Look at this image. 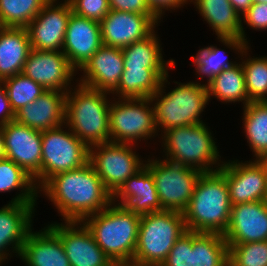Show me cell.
Here are the masks:
<instances>
[{
  "mask_svg": "<svg viewBox=\"0 0 267 266\" xmlns=\"http://www.w3.org/2000/svg\"><path fill=\"white\" fill-rule=\"evenodd\" d=\"M38 191L54 204L63 221L81 222L113 202L112 194L90 162L52 176Z\"/></svg>",
  "mask_w": 267,
  "mask_h": 266,
  "instance_id": "obj_1",
  "label": "cell"
},
{
  "mask_svg": "<svg viewBox=\"0 0 267 266\" xmlns=\"http://www.w3.org/2000/svg\"><path fill=\"white\" fill-rule=\"evenodd\" d=\"M141 215L113 202L81 222L97 245L116 266L131 265L135 253Z\"/></svg>",
  "mask_w": 267,
  "mask_h": 266,
  "instance_id": "obj_2",
  "label": "cell"
},
{
  "mask_svg": "<svg viewBox=\"0 0 267 266\" xmlns=\"http://www.w3.org/2000/svg\"><path fill=\"white\" fill-rule=\"evenodd\" d=\"M73 88L66 92L67 127L88 148L110 142V93L81 83Z\"/></svg>",
  "mask_w": 267,
  "mask_h": 266,
  "instance_id": "obj_3",
  "label": "cell"
},
{
  "mask_svg": "<svg viewBox=\"0 0 267 266\" xmlns=\"http://www.w3.org/2000/svg\"><path fill=\"white\" fill-rule=\"evenodd\" d=\"M231 208L225 177L219 171L202 173L183 211L187 231L224 234Z\"/></svg>",
  "mask_w": 267,
  "mask_h": 266,
  "instance_id": "obj_4",
  "label": "cell"
},
{
  "mask_svg": "<svg viewBox=\"0 0 267 266\" xmlns=\"http://www.w3.org/2000/svg\"><path fill=\"white\" fill-rule=\"evenodd\" d=\"M209 130L205 123H201L170 128L161 133L165 160L202 173L218 171L224 162L220 159L218 146Z\"/></svg>",
  "mask_w": 267,
  "mask_h": 266,
  "instance_id": "obj_5",
  "label": "cell"
},
{
  "mask_svg": "<svg viewBox=\"0 0 267 266\" xmlns=\"http://www.w3.org/2000/svg\"><path fill=\"white\" fill-rule=\"evenodd\" d=\"M168 77L162 79L160 88L150 97L157 130L165 132L170 128L204 123L201 113L209 102L206 85L174 82L178 86L166 94Z\"/></svg>",
  "mask_w": 267,
  "mask_h": 266,
  "instance_id": "obj_6",
  "label": "cell"
},
{
  "mask_svg": "<svg viewBox=\"0 0 267 266\" xmlns=\"http://www.w3.org/2000/svg\"><path fill=\"white\" fill-rule=\"evenodd\" d=\"M187 232L183 212L163 210L141 215L132 266H161L175 242Z\"/></svg>",
  "mask_w": 267,
  "mask_h": 266,
  "instance_id": "obj_7",
  "label": "cell"
},
{
  "mask_svg": "<svg viewBox=\"0 0 267 266\" xmlns=\"http://www.w3.org/2000/svg\"><path fill=\"white\" fill-rule=\"evenodd\" d=\"M111 101V142L134 145L138 140H148L159 135L150 98H114Z\"/></svg>",
  "mask_w": 267,
  "mask_h": 266,
  "instance_id": "obj_8",
  "label": "cell"
},
{
  "mask_svg": "<svg viewBox=\"0 0 267 266\" xmlns=\"http://www.w3.org/2000/svg\"><path fill=\"white\" fill-rule=\"evenodd\" d=\"M67 128L63 124L42 131L41 186L52 176L89 162V148Z\"/></svg>",
  "mask_w": 267,
  "mask_h": 266,
  "instance_id": "obj_9",
  "label": "cell"
},
{
  "mask_svg": "<svg viewBox=\"0 0 267 266\" xmlns=\"http://www.w3.org/2000/svg\"><path fill=\"white\" fill-rule=\"evenodd\" d=\"M147 159L156 191L164 210L183 212L192 198L196 183L202 172L168 160Z\"/></svg>",
  "mask_w": 267,
  "mask_h": 266,
  "instance_id": "obj_10",
  "label": "cell"
},
{
  "mask_svg": "<svg viewBox=\"0 0 267 266\" xmlns=\"http://www.w3.org/2000/svg\"><path fill=\"white\" fill-rule=\"evenodd\" d=\"M133 147L110 141L89 148V162L112 196L145 165Z\"/></svg>",
  "mask_w": 267,
  "mask_h": 266,
  "instance_id": "obj_11",
  "label": "cell"
},
{
  "mask_svg": "<svg viewBox=\"0 0 267 266\" xmlns=\"http://www.w3.org/2000/svg\"><path fill=\"white\" fill-rule=\"evenodd\" d=\"M5 158L23 168L41 187L42 131L11 121L2 126Z\"/></svg>",
  "mask_w": 267,
  "mask_h": 266,
  "instance_id": "obj_12",
  "label": "cell"
},
{
  "mask_svg": "<svg viewBox=\"0 0 267 266\" xmlns=\"http://www.w3.org/2000/svg\"><path fill=\"white\" fill-rule=\"evenodd\" d=\"M245 162L225 161L218 170L227 181L231 205L266 201V168L257 159Z\"/></svg>",
  "mask_w": 267,
  "mask_h": 266,
  "instance_id": "obj_13",
  "label": "cell"
},
{
  "mask_svg": "<svg viewBox=\"0 0 267 266\" xmlns=\"http://www.w3.org/2000/svg\"><path fill=\"white\" fill-rule=\"evenodd\" d=\"M71 13L68 0H49L26 27L31 48L61 51Z\"/></svg>",
  "mask_w": 267,
  "mask_h": 266,
  "instance_id": "obj_14",
  "label": "cell"
},
{
  "mask_svg": "<svg viewBox=\"0 0 267 266\" xmlns=\"http://www.w3.org/2000/svg\"><path fill=\"white\" fill-rule=\"evenodd\" d=\"M77 71L61 51L32 48L23 65L22 74L42 85L46 90L67 92Z\"/></svg>",
  "mask_w": 267,
  "mask_h": 266,
  "instance_id": "obj_15",
  "label": "cell"
},
{
  "mask_svg": "<svg viewBox=\"0 0 267 266\" xmlns=\"http://www.w3.org/2000/svg\"><path fill=\"white\" fill-rule=\"evenodd\" d=\"M47 226L61 239L71 266H116L82 222H54Z\"/></svg>",
  "mask_w": 267,
  "mask_h": 266,
  "instance_id": "obj_16",
  "label": "cell"
},
{
  "mask_svg": "<svg viewBox=\"0 0 267 266\" xmlns=\"http://www.w3.org/2000/svg\"><path fill=\"white\" fill-rule=\"evenodd\" d=\"M194 3L198 12L212 27L217 39L236 54H241L249 44L241 16L229 0H189Z\"/></svg>",
  "mask_w": 267,
  "mask_h": 266,
  "instance_id": "obj_17",
  "label": "cell"
},
{
  "mask_svg": "<svg viewBox=\"0 0 267 266\" xmlns=\"http://www.w3.org/2000/svg\"><path fill=\"white\" fill-rule=\"evenodd\" d=\"M156 26L149 15L110 10L100 22L102 44L122 49L150 36Z\"/></svg>",
  "mask_w": 267,
  "mask_h": 266,
  "instance_id": "obj_18",
  "label": "cell"
},
{
  "mask_svg": "<svg viewBox=\"0 0 267 266\" xmlns=\"http://www.w3.org/2000/svg\"><path fill=\"white\" fill-rule=\"evenodd\" d=\"M223 237L228 245L267 241V201L232 205Z\"/></svg>",
  "mask_w": 267,
  "mask_h": 266,
  "instance_id": "obj_19",
  "label": "cell"
},
{
  "mask_svg": "<svg viewBox=\"0 0 267 266\" xmlns=\"http://www.w3.org/2000/svg\"><path fill=\"white\" fill-rule=\"evenodd\" d=\"M102 45L100 22L72 12L62 47L71 66L80 70Z\"/></svg>",
  "mask_w": 267,
  "mask_h": 266,
  "instance_id": "obj_20",
  "label": "cell"
},
{
  "mask_svg": "<svg viewBox=\"0 0 267 266\" xmlns=\"http://www.w3.org/2000/svg\"><path fill=\"white\" fill-rule=\"evenodd\" d=\"M36 204L9 202L0 209V266L12 252L20 256L28 233L33 230L32 218Z\"/></svg>",
  "mask_w": 267,
  "mask_h": 266,
  "instance_id": "obj_21",
  "label": "cell"
},
{
  "mask_svg": "<svg viewBox=\"0 0 267 266\" xmlns=\"http://www.w3.org/2000/svg\"><path fill=\"white\" fill-rule=\"evenodd\" d=\"M80 81L85 86L112 93L124 71V57L120 48L102 45L79 70Z\"/></svg>",
  "mask_w": 267,
  "mask_h": 266,
  "instance_id": "obj_22",
  "label": "cell"
},
{
  "mask_svg": "<svg viewBox=\"0 0 267 266\" xmlns=\"http://www.w3.org/2000/svg\"><path fill=\"white\" fill-rule=\"evenodd\" d=\"M113 203L124 206L130 212L139 215L164 210L156 191L153 176L146 165L125 181L113 195Z\"/></svg>",
  "mask_w": 267,
  "mask_h": 266,
  "instance_id": "obj_23",
  "label": "cell"
},
{
  "mask_svg": "<svg viewBox=\"0 0 267 266\" xmlns=\"http://www.w3.org/2000/svg\"><path fill=\"white\" fill-rule=\"evenodd\" d=\"M66 92L46 90L35 101L14 113V120L45 131L65 124Z\"/></svg>",
  "mask_w": 267,
  "mask_h": 266,
  "instance_id": "obj_24",
  "label": "cell"
},
{
  "mask_svg": "<svg viewBox=\"0 0 267 266\" xmlns=\"http://www.w3.org/2000/svg\"><path fill=\"white\" fill-rule=\"evenodd\" d=\"M19 257L27 266H71L61 239L48 226L28 233Z\"/></svg>",
  "mask_w": 267,
  "mask_h": 266,
  "instance_id": "obj_25",
  "label": "cell"
},
{
  "mask_svg": "<svg viewBox=\"0 0 267 266\" xmlns=\"http://www.w3.org/2000/svg\"><path fill=\"white\" fill-rule=\"evenodd\" d=\"M31 49L26 28L0 26V82L22 72Z\"/></svg>",
  "mask_w": 267,
  "mask_h": 266,
  "instance_id": "obj_26",
  "label": "cell"
},
{
  "mask_svg": "<svg viewBox=\"0 0 267 266\" xmlns=\"http://www.w3.org/2000/svg\"><path fill=\"white\" fill-rule=\"evenodd\" d=\"M168 68L124 67L117 88L111 93L119 98H150L158 91Z\"/></svg>",
  "mask_w": 267,
  "mask_h": 266,
  "instance_id": "obj_27",
  "label": "cell"
},
{
  "mask_svg": "<svg viewBox=\"0 0 267 266\" xmlns=\"http://www.w3.org/2000/svg\"><path fill=\"white\" fill-rule=\"evenodd\" d=\"M239 63V64H238ZM222 70L206 85L209 101L212 96L222 103L242 102L247 106L250 101L246 90L244 71L241 62Z\"/></svg>",
  "mask_w": 267,
  "mask_h": 266,
  "instance_id": "obj_28",
  "label": "cell"
},
{
  "mask_svg": "<svg viewBox=\"0 0 267 266\" xmlns=\"http://www.w3.org/2000/svg\"><path fill=\"white\" fill-rule=\"evenodd\" d=\"M153 32L147 38L134 42L125 48H122L124 57V67L136 68H173L174 59L166 61L162 56L160 39Z\"/></svg>",
  "mask_w": 267,
  "mask_h": 266,
  "instance_id": "obj_29",
  "label": "cell"
},
{
  "mask_svg": "<svg viewBox=\"0 0 267 266\" xmlns=\"http://www.w3.org/2000/svg\"><path fill=\"white\" fill-rule=\"evenodd\" d=\"M229 248L223 234L192 231V266H225Z\"/></svg>",
  "mask_w": 267,
  "mask_h": 266,
  "instance_id": "obj_30",
  "label": "cell"
},
{
  "mask_svg": "<svg viewBox=\"0 0 267 266\" xmlns=\"http://www.w3.org/2000/svg\"><path fill=\"white\" fill-rule=\"evenodd\" d=\"M20 189L10 203H36L38 188L32 176L12 160L0 159V193Z\"/></svg>",
  "mask_w": 267,
  "mask_h": 266,
  "instance_id": "obj_31",
  "label": "cell"
},
{
  "mask_svg": "<svg viewBox=\"0 0 267 266\" xmlns=\"http://www.w3.org/2000/svg\"><path fill=\"white\" fill-rule=\"evenodd\" d=\"M243 110V130L254 159H258L267 151V101L250 102Z\"/></svg>",
  "mask_w": 267,
  "mask_h": 266,
  "instance_id": "obj_32",
  "label": "cell"
},
{
  "mask_svg": "<svg viewBox=\"0 0 267 266\" xmlns=\"http://www.w3.org/2000/svg\"><path fill=\"white\" fill-rule=\"evenodd\" d=\"M250 46L240 54L248 99L250 102L267 101V56L247 57ZM245 55V57L243 56Z\"/></svg>",
  "mask_w": 267,
  "mask_h": 266,
  "instance_id": "obj_33",
  "label": "cell"
},
{
  "mask_svg": "<svg viewBox=\"0 0 267 266\" xmlns=\"http://www.w3.org/2000/svg\"><path fill=\"white\" fill-rule=\"evenodd\" d=\"M49 0H0V26L26 28Z\"/></svg>",
  "mask_w": 267,
  "mask_h": 266,
  "instance_id": "obj_34",
  "label": "cell"
},
{
  "mask_svg": "<svg viewBox=\"0 0 267 266\" xmlns=\"http://www.w3.org/2000/svg\"><path fill=\"white\" fill-rule=\"evenodd\" d=\"M6 90L12 111L35 101L46 89L22 73L6 78L0 82Z\"/></svg>",
  "mask_w": 267,
  "mask_h": 266,
  "instance_id": "obj_35",
  "label": "cell"
},
{
  "mask_svg": "<svg viewBox=\"0 0 267 266\" xmlns=\"http://www.w3.org/2000/svg\"><path fill=\"white\" fill-rule=\"evenodd\" d=\"M223 53V55H222ZM224 49L217 48L216 46L210 45L208 47L200 48L196 56H191L195 70L200 76V81L203 78H207V83L213 79L214 76L218 75L222 70L235 66L237 62L230 61L224 56Z\"/></svg>",
  "mask_w": 267,
  "mask_h": 266,
  "instance_id": "obj_36",
  "label": "cell"
},
{
  "mask_svg": "<svg viewBox=\"0 0 267 266\" xmlns=\"http://www.w3.org/2000/svg\"><path fill=\"white\" fill-rule=\"evenodd\" d=\"M232 266H267V241L228 245Z\"/></svg>",
  "mask_w": 267,
  "mask_h": 266,
  "instance_id": "obj_37",
  "label": "cell"
},
{
  "mask_svg": "<svg viewBox=\"0 0 267 266\" xmlns=\"http://www.w3.org/2000/svg\"><path fill=\"white\" fill-rule=\"evenodd\" d=\"M161 266H192V231L184 233Z\"/></svg>",
  "mask_w": 267,
  "mask_h": 266,
  "instance_id": "obj_38",
  "label": "cell"
},
{
  "mask_svg": "<svg viewBox=\"0 0 267 266\" xmlns=\"http://www.w3.org/2000/svg\"><path fill=\"white\" fill-rule=\"evenodd\" d=\"M72 12L78 16L101 22L110 12L108 0H68Z\"/></svg>",
  "mask_w": 267,
  "mask_h": 266,
  "instance_id": "obj_39",
  "label": "cell"
},
{
  "mask_svg": "<svg viewBox=\"0 0 267 266\" xmlns=\"http://www.w3.org/2000/svg\"><path fill=\"white\" fill-rule=\"evenodd\" d=\"M249 27L256 30L267 29V3H253L241 17Z\"/></svg>",
  "mask_w": 267,
  "mask_h": 266,
  "instance_id": "obj_40",
  "label": "cell"
},
{
  "mask_svg": "<svg viewBox=\"0 0 267 266\" xmlns=\"http://www.w3.org/2000/svg\"><path fill=\"white\" fill-rule=\"evenodd\" d=\"M110 10L149 15L157 24L160 20L153 14L146 0H108Z\"/></svg>",
  "mask_w": 267,
  "mask_h": 266,
  "instance_id": "obj_41",
  "label": "cell"
},
{
  "mask_svg": "<svg viewBox=\"0 0 267 266\" xmlns=\"http://www.w3.org/2000/svg\"><path fill=\"white\" fill-rule=\"evenodd\" d=\"M148 7L153 14L161 20L166 10H176L189 4V0H146Z\"/></svg>",
  "mask_w": 267,
  "mask_h": 266,
  "instance_id": "obj_42",
  "label": "cell"
},
{
  "mask_svg": "<svg viewBox=\"0 0 267 266\" xmlns=\"http://www.w3.org/2000/svg\"><path fill=\"white\" fill-rule=\"evenodd\" d=\"M11 121H14V112L11 109L6 90L0 83V126Z\"/></svg>",
  "mask_w": 267,
  "mask_h": 266,
  "instance_id": "obj_43",
  "label": "cell"
},
{
  "mask_svg": "<svg viewBox=\"0 0 267 266\" xmlns=\"http://www.w3.org/2000/svg\"><path fill=\"white\" fill-rule=\"evenodd\" d=\"M233 8L242 17L248 8L253 4V0H229Z\"/></svg>",
  "mask_w": 267,
  "mask_h": 266,
  "instance_id": "obj_44",
  "label": "cell"
},
{
  "mask_svg": "<svg viewBox=\"0 0 267 266\" xmlns=\"http://www.w3.org/2000/svg\"><path fill=\"white\" fill-rule=\"evenodd\" d=\"M5 158V145L2 126H0V159Z\"/></svg>",
  "mask_w": 267,
  "mask_h": 266,
  "instance_id": "obj_45",
  "label": "cell"
},
{
  "mask_svg": "<svg viewBox=\"0 0 267 266\" xmlns=\"http://www.w3.org/2000/svg\"><path fill=\"white\" fill-rule=\"evenodd\" d=\"M265 168H267V151L257 159Z\"/></svg>",
  "mask_w": 267,
  "mask_h": 266,
  "instance_id": "obj_46",
  "label": "cell"
},
{
  "mask_svg": "<svg viewBox=\"0 0 267 266\" xmlns=\"http://www.w3.org/2000/svg\"><path fill=\"white\" fill-rule=\"evenodd\" d=\"M253 3H267V0H253Z\"/></svg>",
  "mask_w": 267,
  "mask_h": 266,
  "instance_id": "obj_47",
  "label": "cell"
},
{
  "mask_svg": "<svg viewBox=\"0 0 267 266\" xmlns=\"http://www.w3.org/2000/svg\"><path fill=\"white\" fill-rule=\"evenodd\" d=\"M266 172H267V168H266ZM266 201H267V185H266Z\"/></svg>",
  "mask_w": 267,
  "mask_h": 266,
  "instance_id": "obj_48",
  "label": "cell"
},
{
  "mask_svg": "<svg viewBox=\"0 0 267 266\" xmlns=\"http://www.w3.org/2000/svg\"><path fill=\"white\" fill-rule=\"evenodd\" d=\"M225 266H232L229 262Z\"/></svg>",
  "mask_w": 267,
  "mask_h": 266,
  "instance_id": "obj_49",
  "label": "cell"
}]
</instances>
